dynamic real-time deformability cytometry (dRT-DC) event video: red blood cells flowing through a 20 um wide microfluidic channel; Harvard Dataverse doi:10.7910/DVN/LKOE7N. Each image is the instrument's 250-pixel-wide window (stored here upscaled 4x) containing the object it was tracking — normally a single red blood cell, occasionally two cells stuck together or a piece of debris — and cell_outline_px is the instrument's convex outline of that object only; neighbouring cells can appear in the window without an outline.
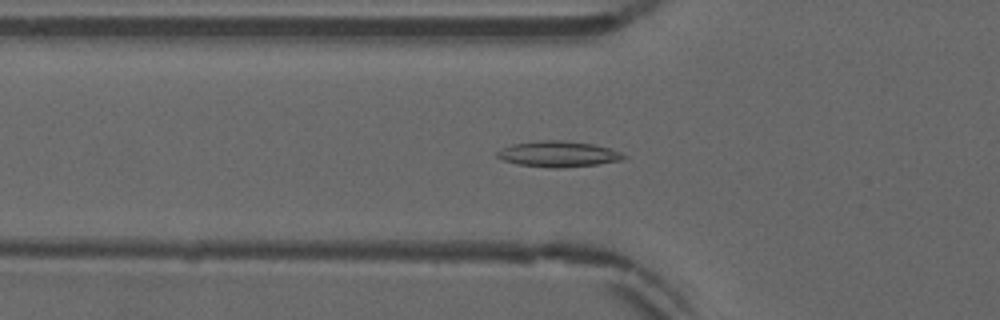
{"species": "common noctule bat (a hibernating species)", "species_latin": "Nyctalus noctula", "temperature_condition": "warm", "stored_images_in_passage": 53, "camera_frame_rate_fps": 3000, "um_per_image_px": 0.085, "animal": {"sex": "male", "forearm_length_mm": 52.5}, "frame": {"image": 1, "passage_image": 18, "time_ms": 5.667, "image_size_px": [1000, 320], "cell_outline_px": [[628, 156], [620, 160], [596, 164], [560, 168], [548, 168], [520, 164], [504, 160], [496, 156], [496, 152], [512, 144], [540, 140], [560, 140], [592, 144], [608, 148], [620, 152]], "centroid_in_image_um": [47.44, 13.09], "position_along_channel_um": 78.4, "area_um2": 18.73}}
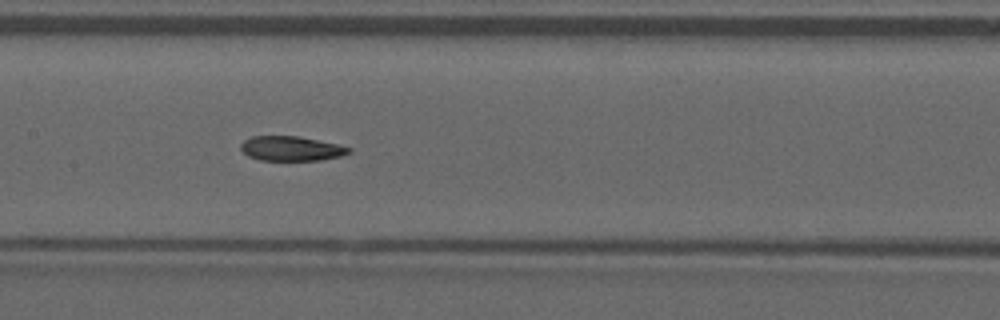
{"frame": {"image": 2, "passage_image": 26, "time_ms": 8.333, "image_size_px": [1000, 320], "cell_outline_px": [[352, 152], [340, 156], [320, 160], [260, 160], [248, 156], [240, 148], [240, 144], [244, 140], [252, 136], [300, 136], [336, 144], [352, 148]], "centroid_in_image_um": [24.75, 12.62], "position_along_channel_um": 182.7, "area_um2": 15.49}}
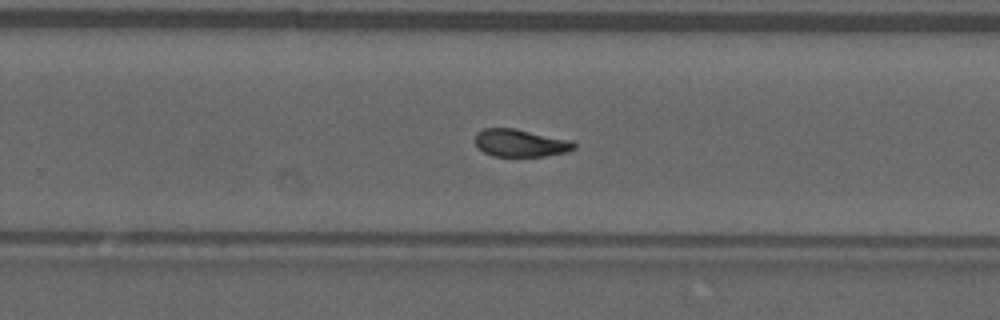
{"frame": {"image": 3, "passage_image": 34, "time_ms": 11.0, "image_size_px": [1000, 320], "cell_outline_px": [[576, 148], [568, 152], [544, 156], [492, 156], [484, 152], [476, 144], [476, 132], [484, 128], [512, 128], [572, 140], [576, 144]], "centroid_in_image_um": [44.26, 12.16], "position_along_channel_um": 285.5, "area_um2": 15.84}, "authors_computed_cell_mechanics": {"area_um2": 16.5886, "velocity_mm_per_s": 3.895, "shape_relaxation_time_tau1_ms": null, "shape_relaxation_time_tau2_ms": 3.1283, "deformation_change_tau1": null, "deformation_change_tau2": 0.088}}